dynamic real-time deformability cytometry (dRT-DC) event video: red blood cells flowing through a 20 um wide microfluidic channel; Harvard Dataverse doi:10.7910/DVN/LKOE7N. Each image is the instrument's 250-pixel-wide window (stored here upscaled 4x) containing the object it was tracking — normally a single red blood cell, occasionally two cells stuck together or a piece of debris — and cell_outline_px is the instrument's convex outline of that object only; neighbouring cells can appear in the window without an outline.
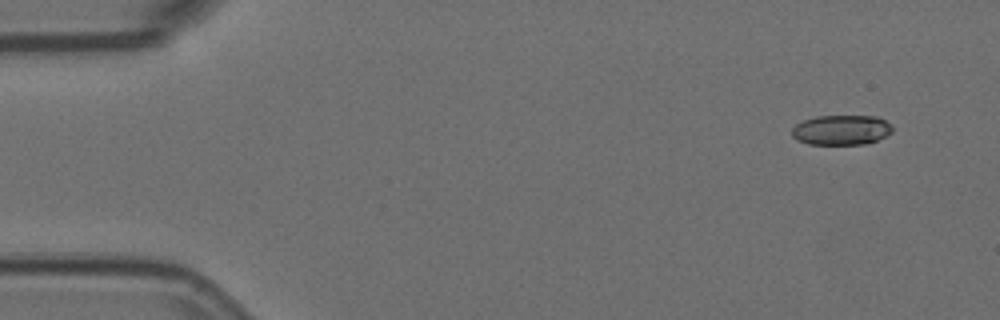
{"species": "Egyptian fruit bat (a non-hibernating species)", "species_latin": "Rousettus aegyptiacus", "temperature_condition": "room temperature", "stored_images_in_passage": 12, "camera_frame_rate_fps": 3000, "um_per_image_px": 0.085, "animal": {"sex": "female"}, "frame": {"image": 1, "passage_image": 1, "time_ms": 0.0, "image_size_px": [1000, 320], "cell_outline_px": [[892, 132], [876, 140], [864, 144], [808, 144], [796, 140], [792, 136], [792, 128], [796, 124], [804, 120], [816, 116], [876, 116], [892, 124]], "centroid_in_image_um": [71.49, 11.04], "position_along_channel_um": 13.5, "area_um2": 17.51}}
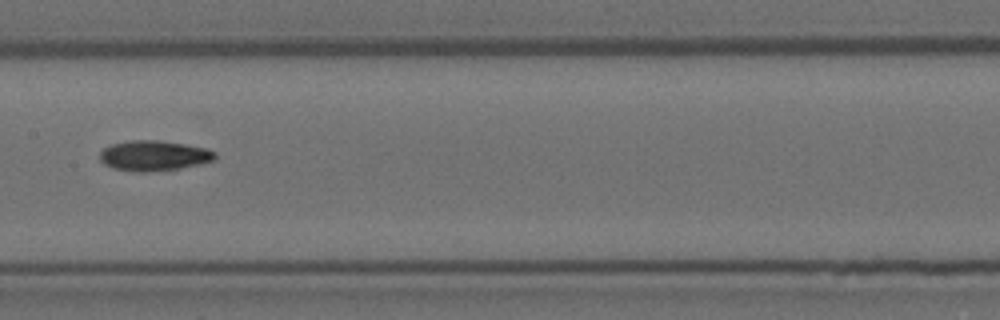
{"frame": {"image": 2, "passage_image": 7, "time_ms": 2.0, "image_size_px": [1000, 320], "cell_outline_px": [[216, 160], [200, 164], [180, 168], [144, 172], [140, 172], [112, 168], [104, 164], [100, 160], [100, 152], [104, 148], [112, 144], [132, 140], [156, 140], [184, 144], [208, 148], [216, 152]], "centroid_in_image_um": [13.1, 13.23], "position_along_channel_um": 194.3, "area_um2": 20.29}}
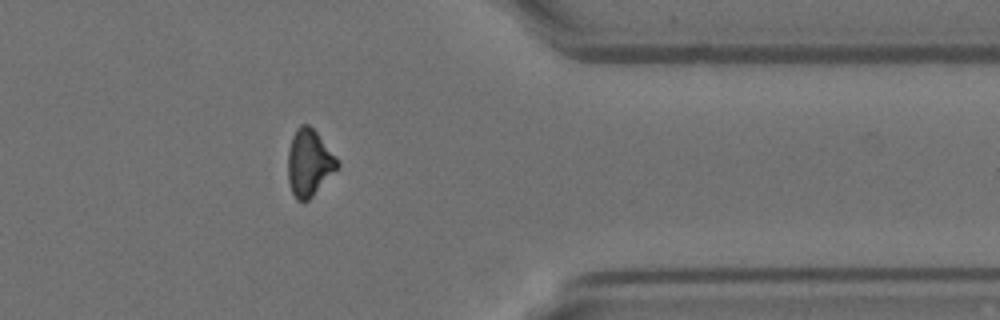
{"frame": {"image": 3, "passage_image": 12, "time_ms": 3.667, "image_size_px": [1000, 320], "cell_outline_px": [[340, 168], [308, 200], [296, 200], [292, 192], [288, 180], [288, 152], [292, 136], [296, 128], [300, 124], [308, 124], [316, 132], [340, 164]], "centroid_in_image_um": [26.27, 13.85], "position_along_channel_um": 385.1, "area_um2": 19.07}}